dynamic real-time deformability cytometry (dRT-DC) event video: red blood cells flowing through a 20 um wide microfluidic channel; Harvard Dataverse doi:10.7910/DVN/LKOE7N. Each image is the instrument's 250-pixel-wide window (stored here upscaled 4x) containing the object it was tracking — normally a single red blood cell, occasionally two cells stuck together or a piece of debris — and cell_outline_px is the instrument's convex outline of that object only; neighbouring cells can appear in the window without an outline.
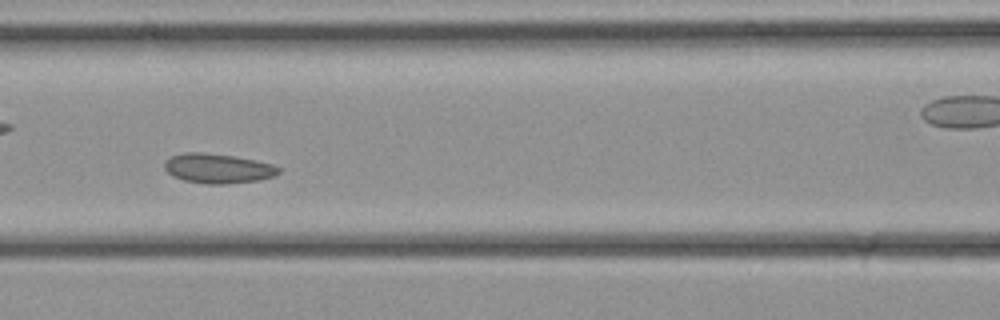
{"species": "common noctule bat (a hibernating species)", "species_latin": "Nyctalus noctula", "temperature_condition": "cold", "stored_images_in_passage": 36, "camera_frame_rate_fps": 3000, "um_per_image_px": 0.085, "animal": {"sex": "female", "body_mass_g": 21.9}, "frame": {"image": 1, "passage_image": 16, "time_ms": 5.0, "image_size_px": [1000, 320], "cell_outline_px": [[280, 172], [276, 176], [260, 180], [224, 184], [208, 184], [184, 180], [172, 176], [164, 168], [164, 160], [172, 156], [184, 152], [200, 152], [232, 156], [272, 164], [280, 168]], "centroid_in_image_um": [18.5, 14.32], "position_along_channel_um": 148.1, "area_um2": 19.65}}